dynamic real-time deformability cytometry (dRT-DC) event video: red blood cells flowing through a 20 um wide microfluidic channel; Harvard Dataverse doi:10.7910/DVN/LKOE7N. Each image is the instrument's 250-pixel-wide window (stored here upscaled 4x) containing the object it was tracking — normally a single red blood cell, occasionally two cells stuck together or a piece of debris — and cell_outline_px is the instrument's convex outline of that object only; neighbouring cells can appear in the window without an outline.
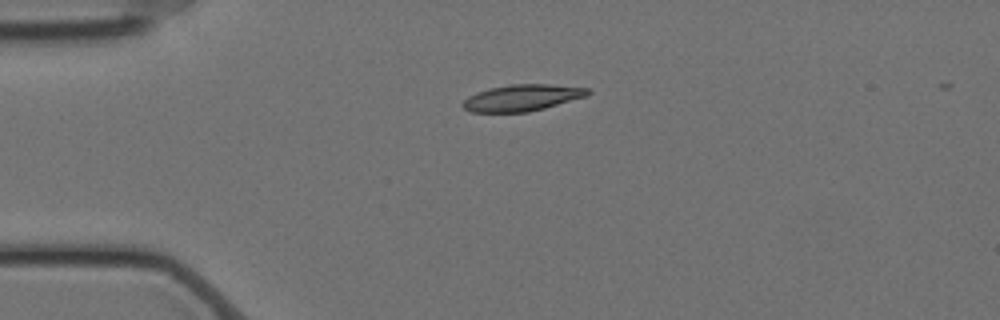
{"species": "Egyptian fruit bat (a non-hibernating species)", "species_latin": "Rousettus aegyptiacus", "temperature_condition": "cold", "stored_images_in_passage": 45, "camera_frame_rate_fps": 3000, "um_per_image_px": 0.085, "animal": {"sex": "female"}, "frame": {"image": 1, "passage_image": 1, "time_ms": 0.0, "image_size_px": [1000, 320], "cell_outline_px": [[592, 92], [588, 96], [544, 108], [528, 112], [472, 112], [464, 108], [460, 104], [468, 96], [476, 92], [488, 88], [512, 84], [548, 84], [592, 88]], "centroid_in_image_um": [44.41, 8.3], "position_along_channel_um": 40.6, "area_um2": 19.48}}
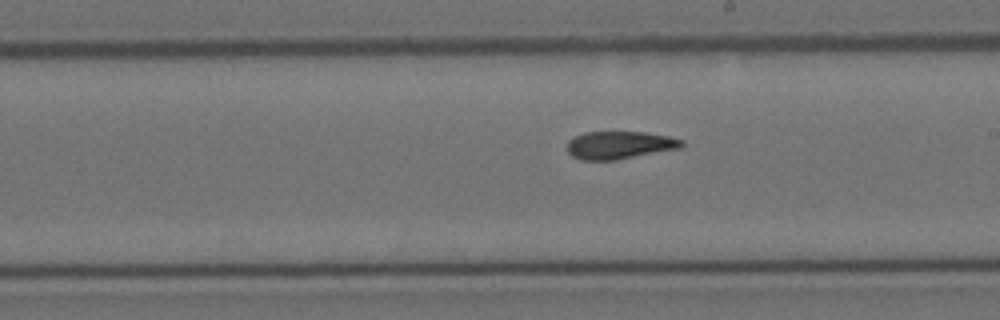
{"frame": {"image": 2, "passage_image": 20, "time_ms": 6.333, "image_size_px": [1000, 320], "cell_outline_px": [[684, 144], [680, 148], [616, 160], [580, 160], [572, 156], [568, 152], [568, 140], [584, 132], [644, 132], [668, 136], [684, 140]], "centroid_in_image_um": [52.66, 12.33], "position_along_channel_um": 236.3, "area_um2": 18.5}}
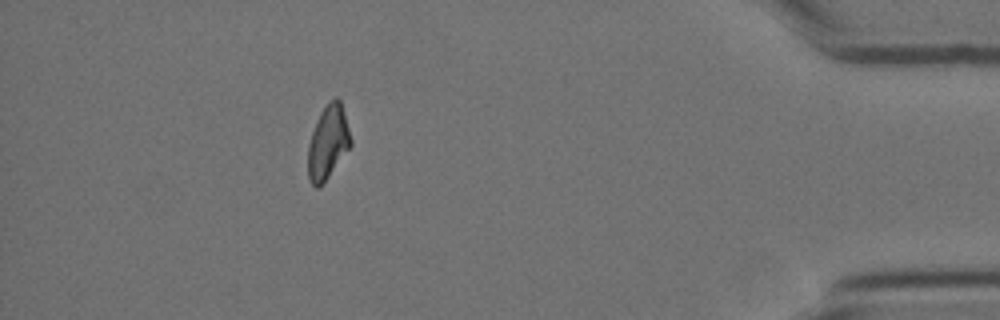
{"frame": {"image": 3, "passage_image": 39, "time_ms": 12.667, "image_size_px": [1000, 320], "cell_outline_px": [[352, 144], [328, 176], [316, 188], [308, 180], [308, 144], [312, 132], [320, 112], [336, 96], [340, 100], [352, 140]], "centroid_in_image_um": [27.87, 12.09], "position_along_channel_um": 407.3, "area_um2": 17.86}, "authors_computed_cell_mechanics": {"area_um2": 19.0162, "velocity_mm_per_s": 3.5105, "shape_relaxation_time_tau1_ms": 8.9445, "shape_relaxation_time_tau2_ms": 2.7363, "deformation_change_tau1": 0.1932, "deformation_change_tau2": 0.0931}}